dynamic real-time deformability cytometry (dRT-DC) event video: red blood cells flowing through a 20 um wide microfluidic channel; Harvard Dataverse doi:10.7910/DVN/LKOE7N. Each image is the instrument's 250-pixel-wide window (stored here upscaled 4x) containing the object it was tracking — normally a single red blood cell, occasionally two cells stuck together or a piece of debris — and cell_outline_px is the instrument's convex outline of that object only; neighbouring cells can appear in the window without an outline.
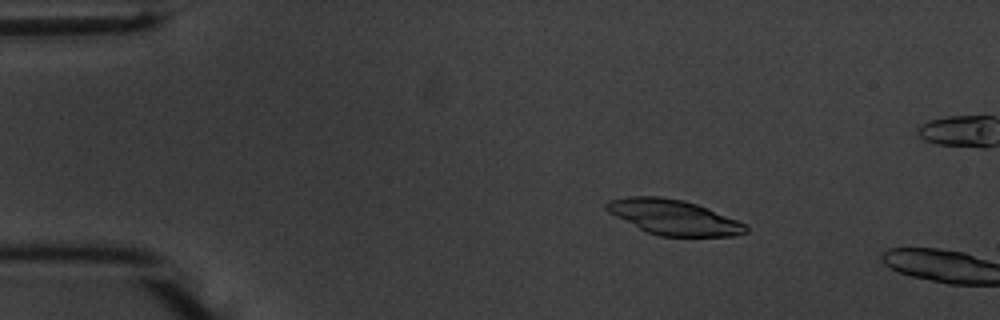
{"species": "common noctule bat (a hibernating species)", "species_latin": "Nyctalus noctula", "temperature_condition": "warm", "stored_images_in_passage": 8, "camera_frame_rate_fps": 3000, "um_per_image_px": 0.085, "animal": {"sex": "male", "body_mass_g": 20.1, "forearm_length_mm": 53.5}, "frame": {"image": 1, "passage_image": 6, "time_ms": 1.667, "image_size_px": [1000, 320], "cell_outline_px": [[748, 232], [732, 236], [660, 236], [648, 232], [608, 212], [604, 208], [604, 204], [608, 200], [628, 196], [656, 196], [684, 200], [708, 208], [748, 224]], "centroid_in_image_um": [57.28, 18.46], "position_along_channel_um": 27.7, "area_um2": 28.38}}